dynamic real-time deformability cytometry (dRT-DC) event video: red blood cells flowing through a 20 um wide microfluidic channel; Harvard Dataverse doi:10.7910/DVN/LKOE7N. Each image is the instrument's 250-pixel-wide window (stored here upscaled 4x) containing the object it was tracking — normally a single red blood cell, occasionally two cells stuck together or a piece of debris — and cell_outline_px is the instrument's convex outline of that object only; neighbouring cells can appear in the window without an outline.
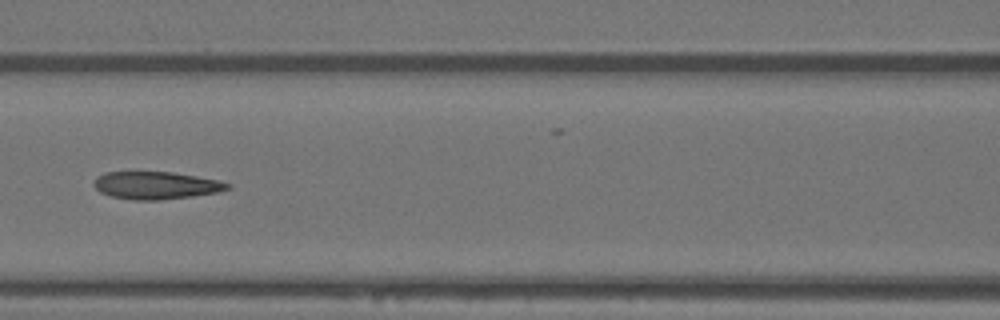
{"species": "Egyptian fruit bat (a non-hibernating species)", "species_latin": "Rousettus aegyptiacus", "temperature_condition": "warm", "stored_images_in_passage": 10, "camera_frame_rate_fps": 3000, "um_per_image_px": 0.085, "animal": {"sex": "female"}, "frame": {"image": 1, "passage_image": 6, "time_ms": 1.667, "image_size_px": [1000, 320], "cell_outline_px": [[232, 188], [216, 192], [192, 196], [160, 200], [132, 200], [112, 196], [100, 192], [92, 184], [96, 176], [104, 172], [172, 172], [196, 176], [216, 180], [232, 184]], "centroid_in_image_um": [13.23, 15.75], "position_along_channel_um": 153.4, "area_um2": 21.44}}
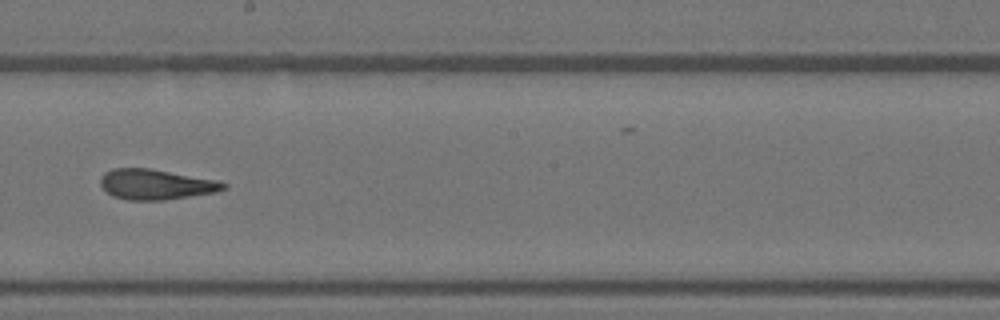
{"frame": {"image": 2, "passage_image": 8, "time_ms": 2.333, "image_size_px": [1000, 320], "cell_outline_px": [[228, 188], [216, 192], [164, 200], [128, 200], [112, 196], [100, 184], [100, 176], [104, 172], [112, 168], [152, 168], [216, 180], [228, 184]], "centroid_in_image_um": [13.24, 15.66], "position_along_channel_um": 235.0, "area_um2": 21.85}}
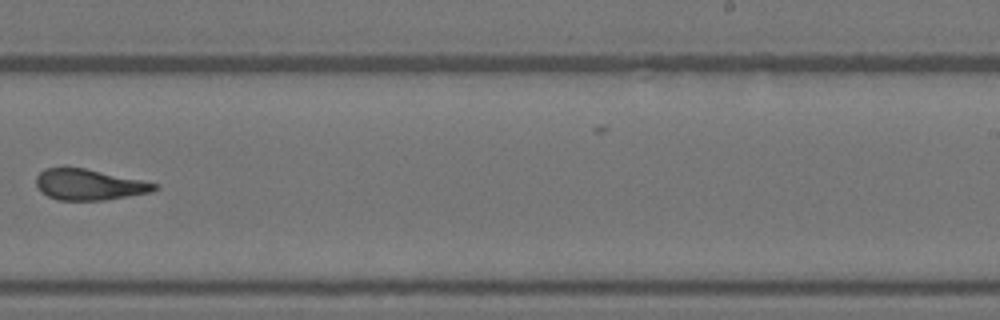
{"frame": {"image": 3, "passage_image": 9, "time_ms": 2.667, "image_size_px": [1000, 320], "cell_outline_px": [[160, 188], [152, 192], [104, 200], [56, 200], [40, 192], [36, 184], [36, 176], [44, 168], [84, 168], [140, 180], [156, 184]], "centroid_in_image_um": [7.54, 15.7], "position_along_channel_um": 281.5, "area_um2": 21.1}}